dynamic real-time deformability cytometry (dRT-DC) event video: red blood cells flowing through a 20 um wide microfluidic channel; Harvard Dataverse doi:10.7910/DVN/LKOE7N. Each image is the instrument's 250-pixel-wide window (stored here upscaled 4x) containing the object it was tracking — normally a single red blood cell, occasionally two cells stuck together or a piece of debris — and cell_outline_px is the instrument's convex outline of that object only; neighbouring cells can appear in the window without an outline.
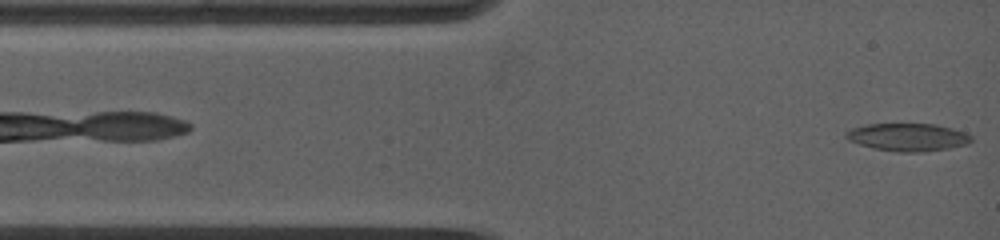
{"species": "common noctule bat (a hibernating species)", "species_latin": "Nyctalus noctula", "temperature_condition": "warm", "stored_images_in_passage": 91, "camera_frame_rate_fps": 5000, "um_per_image_px": 0.085, "animal": {"sex": "female", "body_mass_g": 19.0, "forearm_length_mm": 53.3}, "frame": {"image": 1, "passage_image": 1, "time_ms": 0.0, "image_size_px": [1000, 240], "cell_outline_px": [[972, 140], [968, 144], [948, 148], [924, 152], [896, 152], [876, 148], [860, 144], [848, 140], [844, 136], [844, 132], [852, 128], [868, 124], [936, 124], [952, 128], [964, 132], [972, 136]], "centroid_in_image_um": [77.17, 11.66], "position_along_channel_um": 7.8, "area_um2": 20.23}}
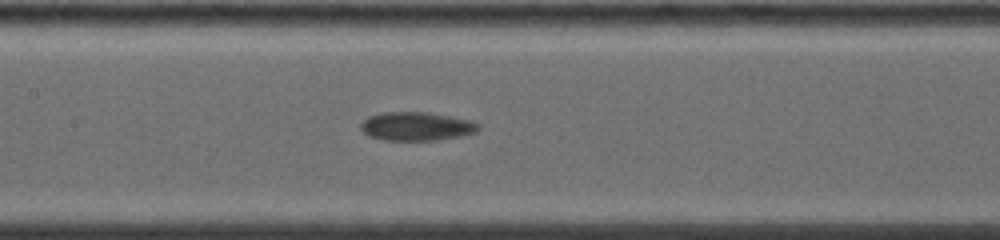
{"frame": {"image": 2, "passage_image": 31, "time_ms": 5.6, "image_size_px": [1000, 240], "cell_outline_px": [[480, 128], [476, 132], [460, 136], [436, 140], [384, 140], [368, 136], [360, 128], [360, 124], [368, 116], [384, 112], [428, 112], [472, 120], [480, 124]], "centroid_in_image_um": [35.41, 10.73], "position_along_channel_um": 172.0, "area_um2": 19.71}}
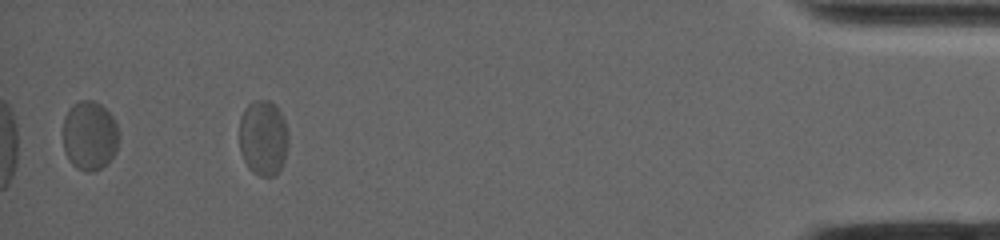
{"frame": {"image": 3, "passage_image": 79, "time_ms": 14.2, "image_size_px": [1000, 240], "cell_outline_px": [[288, 148], [284, 160], [280, 168], [272, 176], [260, 176], [252, 172], [248, 168], [240, 152], [240, 116], [244, 108], [252, 100], [268, 100], [276, 104], [284, 120], [288, 132]], "centroid_in_image_um": [22.37, 11.69], "position_along_channel_um": 412.8, "area_um2": 21.79}, "authors_computed_cell_mechanics": {"area_um2": 19.8832, "velocity_mm_per_s": 3.7442, "shape_relaxation_time_tau1_ms": 4.1458, "shape_relaxation_time_tau2_ms": null, "deformation_change_tau1": 0.0959, "deformation_change_tau2": null}}